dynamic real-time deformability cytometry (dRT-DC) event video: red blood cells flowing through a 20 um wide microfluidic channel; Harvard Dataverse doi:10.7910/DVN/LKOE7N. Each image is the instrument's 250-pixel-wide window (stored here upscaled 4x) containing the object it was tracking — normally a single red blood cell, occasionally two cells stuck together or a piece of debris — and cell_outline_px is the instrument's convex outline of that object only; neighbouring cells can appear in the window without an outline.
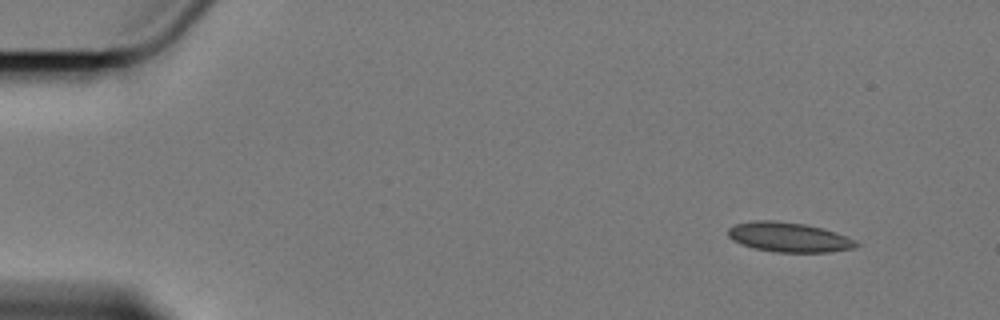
{"species": "Egyptian fruit bat (a non-hibernating species)", "species_latin": "Rousettus aegyptiacus", "temperature_condition": "cold", "stored_images_in_passage": 6, "camera_frame_rate_fps": 3000, "um_per_image_px": 0.085, "animal": {"sex": "female"}, "frame": {"image": 1, "passage_image": 1, "time_ms": 0.0, "image_size_px": [1000, 320], "cell_outline_px": [[860, 244], [856, 248], [828, 252], [776, 252], [756, 248], [732, 240], [728, 236], [728, 228], [736, 224], [752, 220], [776, 220], [804, 224], [824, 228], [848, 236], [856, 240]], "centroid_in_image_um": [67.1, 20.15], "position_along_channel_um": 17.9, "area_um2": 22.25}}
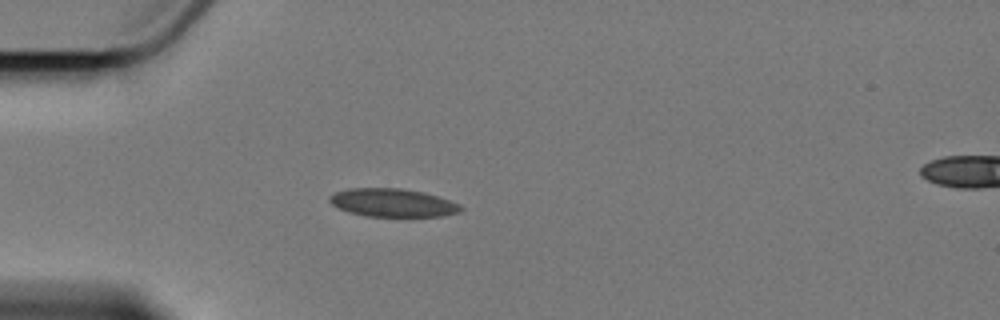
{"frame": {"image": 2, "passage_image": 4, "time_ms": 3.667, "image_size_px": [1000, 320], "cell_outline_px": [[464, 208], [460, 212], [444, 216], [364, 216], [348, 212], [336, 208], [328, 200], [328, 196], [336, 192], [348, 188], [400, 188], [424, 192], [460, 204]], "centroid_in_image_um": [33.35, 17.23], "position_along_channel_um": 51.7, "area_um2": 21.68}}
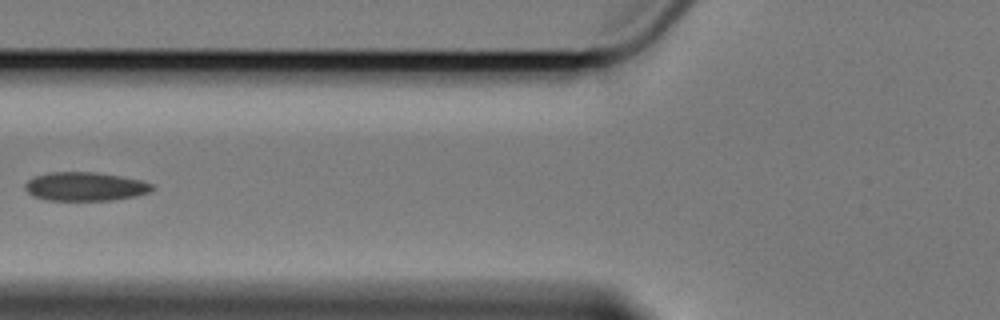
{"frame": {"image": 3, "passage_image": 6, "time_ms": 6.0, "image_size_px": [1000, 320], "cell_outline_px": [[156, 188], [148, 192], [136, 196], [112, 200], [44, 200], [32, 196], [24, 188], [24, 184], [32, 176], [52, 172], [96, 172], [120, 176], [140, 180], [152, 184]], "centroid_in_image_um": [7.2, 15.85], "position_along_channel_um": 118.6, "area_um2": 21.39}}